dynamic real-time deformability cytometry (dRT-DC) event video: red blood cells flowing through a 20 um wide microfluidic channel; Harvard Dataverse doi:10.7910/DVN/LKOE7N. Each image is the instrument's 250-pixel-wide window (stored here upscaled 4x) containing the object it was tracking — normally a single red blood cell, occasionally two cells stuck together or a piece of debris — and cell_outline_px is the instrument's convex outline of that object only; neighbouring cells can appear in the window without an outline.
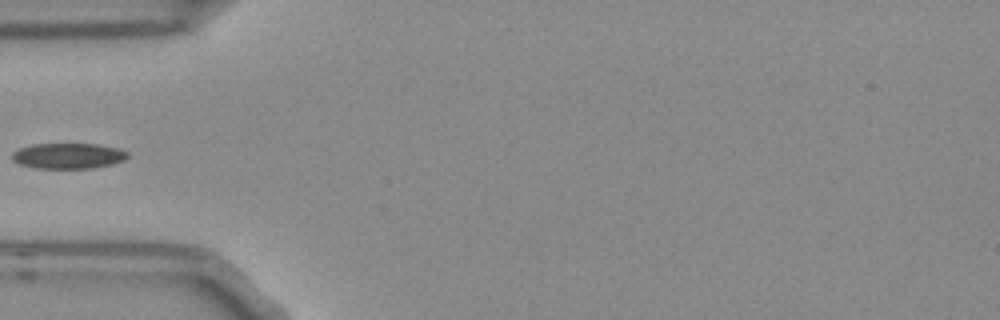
{"species": "Egyptian fruit bat (a non-hibernating species)", "species_latin": "Rousettus aegyptiacus", "temperature_condition": "room temperature", "stored_images_in_passage": 5, "camera_frame_rate_fps": 3000, "um_per_image_px": 0.085, "frame": {"image": 1, "passage_image": 5, "time_ms": 1.333, "image_size_px": [1000, 320], "cell_outline_px": [[128, 156], [124, 160], [112, 164], [92, 168], [36, 168], [20, 164], [12, 160], [12, 152], [20, 148], [32, 144], [96, 144], [120, 148], [128, 152]], "centroid_in_image_um": [5.81, 13.24], "position_along_channel_um": 79.2, "area_um2": 17.22}}